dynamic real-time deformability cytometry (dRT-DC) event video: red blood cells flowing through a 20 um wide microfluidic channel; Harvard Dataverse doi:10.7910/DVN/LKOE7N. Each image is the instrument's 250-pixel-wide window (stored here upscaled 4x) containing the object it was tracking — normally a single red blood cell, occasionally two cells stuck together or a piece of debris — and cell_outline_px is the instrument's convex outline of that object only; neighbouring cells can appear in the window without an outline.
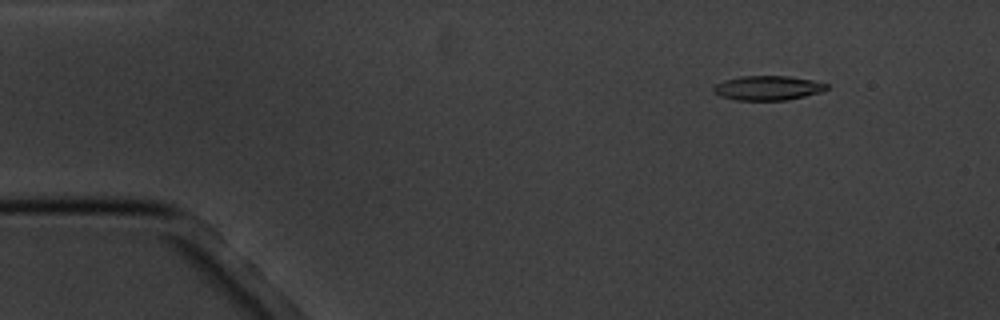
{"species": "common noctule bat (a hibernating species)", "species_latin": "Nyctalus noctula", "temperature_condition": "cold", "stored_images_in_passage": 5, "camera_frame_rate_fps": 3000, "um_per_image_px": 0.085, "animal": {"sex": "male", "body_mass_g": 20.1, "forearm_length_mm": 53.5}, "frame": {"image": 1, "passage_image": 2, "time_ms": 1.333, "image_size_px": [1000, 320], "cell_outline_px": [[828, 88], [820, 92], [788, 100], [736, 100], [720, 96], [712, 88], [716, 84], [724, 80], [740, 76], [788, 76], [812, 80], [828, 84]], "centroid_in_image_um": [65.26, 7.47], "position_along_channel_um": 19.7, "area_um2": 16.01}}
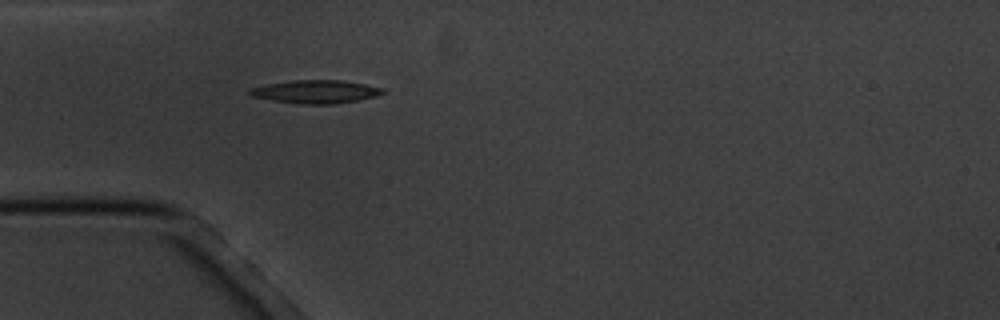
{"frame": {"image": 2, "passage_image": 5, "time_ms": 4.667, "image_size_px": [1000, 320], "cell_outline_px": [[384, 92], [376, 96], [356, 100], [332, 104], [300, 104], [272, 100], [252, 96], [248, 92], [248, 88], [264, 84], [292, 80], [340, 80], [364, 84], [384, 88]], "centroid_in_image_um": [26.78, 7.78], "position_along_channel_um": 58.2, "area_um2": 17.92}}